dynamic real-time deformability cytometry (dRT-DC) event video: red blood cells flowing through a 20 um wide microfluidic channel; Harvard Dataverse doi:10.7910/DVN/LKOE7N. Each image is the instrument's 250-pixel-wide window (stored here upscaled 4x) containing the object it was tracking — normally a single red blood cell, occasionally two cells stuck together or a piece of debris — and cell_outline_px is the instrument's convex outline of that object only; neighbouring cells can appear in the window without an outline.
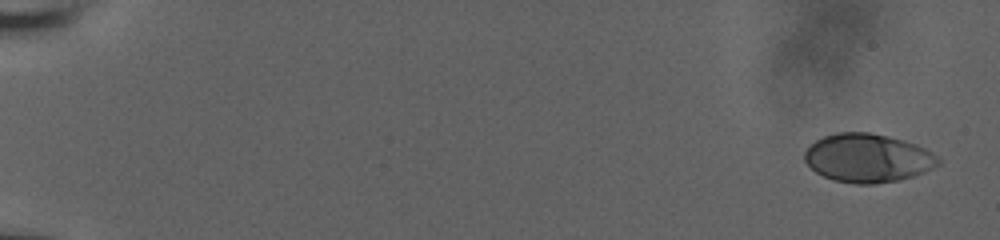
{"species": "human", "species_latin": "Homo sapiens", "temperature_condition": "room temperature", "stored_images_in_passage": 56, "camera_frame_rate_fps": 3000, "um_per_image_px": 0.085, "donor": {"sex": "male"}, "frame": {"image": 1, "passage_image": 1, "time_ms": 0.0, "image_size_px": [1000, 240], "cell_outline_px": [[940, 164], [924, 172], [912, 176], [896, 180], [876, 184], [856, 184], [832, 180], [816, 172], [804, 160], [804, 152], [816, 140], [824, 136], [836, 132], [868, 132], [888, 136], [904, 140], [916, 144], [932, 152], [940, 160]], "centroid_in_image_um": [73.75, 13.43], "position_along_channel_um": 11.2, "area_um2": 37.74}}
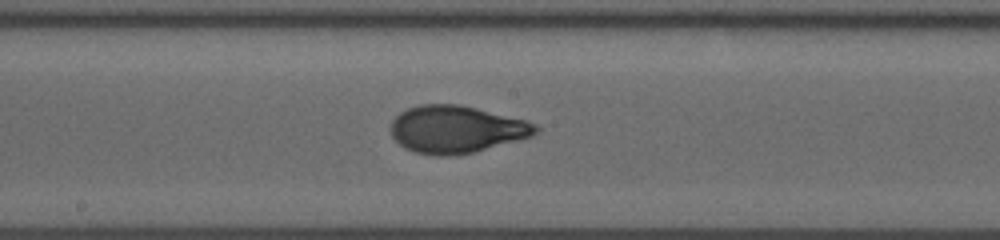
{"frame": {"image": 2, "passage_image": 32, "time_ms": 10.333, "image_size_px": [1000, 240], "cell_outline_px": [[540, 132], [532, 136], [472, 152], [448, 156], [436, 156], [416, 152], [404, 148], [392, 136], [392, 120], [400, 112], [408, 108], [420, 104], [460, 104], [524, 120], [536, 124], [540, 128]], "centroid_in_image_um": [38.78, 10.99], "position_along_channel_um": 209.4, "area_um2": 39.65}}
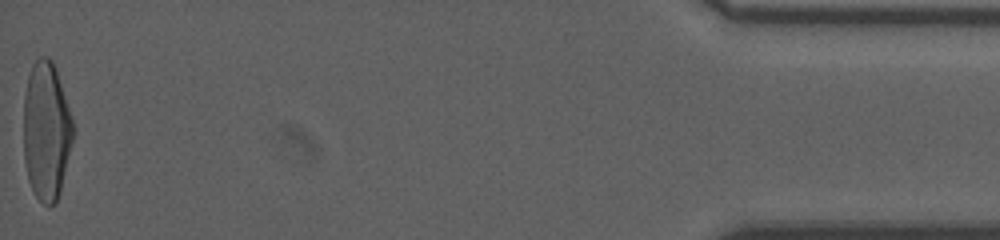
{"frame": {"image": 3, "passage_image": 56, "time_ms": 18.333, "image_size_px": [1000, 240], "cell_outline_px": [[72, 140], [60, 192], [56, 200], [48, 208], [36, 196], [28, 180], [24, 160], [24, 96], [28, 76], [32, 64], [40, 56], [48, 56], [52, 60], [56, 68], [72, 116]], "centroid_in_image_um": [3.92, 11.09], "position_along_channel_um": 431.3, "area_um2": 39.77}, "authors_computed_cell_mechanics": {"area_um2": 38.6393, "velocity_mm_per_s": 3.8458, "shape_relaxation_time_tau1_ms": 4.098, "shape_relaxation_time_tau2_ms": null, "deformation_change_tau1": 0.1862, "deformation_change_tau2": null}}